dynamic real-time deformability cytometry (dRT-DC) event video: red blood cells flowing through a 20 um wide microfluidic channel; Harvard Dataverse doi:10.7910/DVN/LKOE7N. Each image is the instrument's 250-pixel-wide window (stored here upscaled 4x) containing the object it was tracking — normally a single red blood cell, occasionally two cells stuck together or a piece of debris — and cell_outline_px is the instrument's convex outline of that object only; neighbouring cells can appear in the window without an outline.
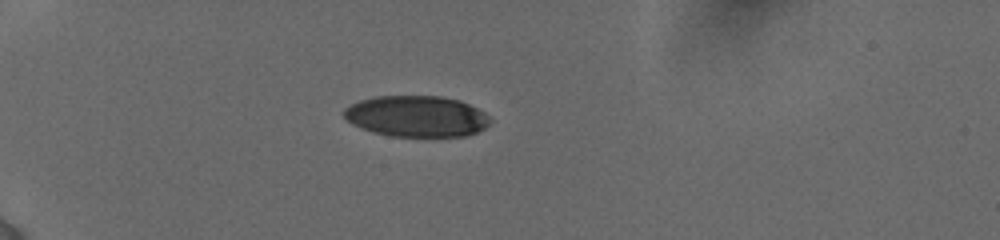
{"species": "human", "species_latin": "Homo sapiens", "temperature_condition": "cold", "stored_images_in_passage": 28, "camera_frame_rate_fps": 3000, "um_per_image_px": 0.085, "donor": {"sex": "female"}, "frame": {"image": 1, "passage_image": 24, "time_ms": 5.667, "image_size_px": [1000, 240], "cell_outline_px": [[492, 120], [484, 128], [468, 136], [392, 136], [372, 132], [360, 128], [352, 124], [340, 112], [344, 108], [360, 100], [376, 96], [440, 96], [460, 100], [484, 112]], "centroid_in_image_um": [35.38, 9.88], "position_along_channel_um": 49.6, "area_um2": 35.08}}